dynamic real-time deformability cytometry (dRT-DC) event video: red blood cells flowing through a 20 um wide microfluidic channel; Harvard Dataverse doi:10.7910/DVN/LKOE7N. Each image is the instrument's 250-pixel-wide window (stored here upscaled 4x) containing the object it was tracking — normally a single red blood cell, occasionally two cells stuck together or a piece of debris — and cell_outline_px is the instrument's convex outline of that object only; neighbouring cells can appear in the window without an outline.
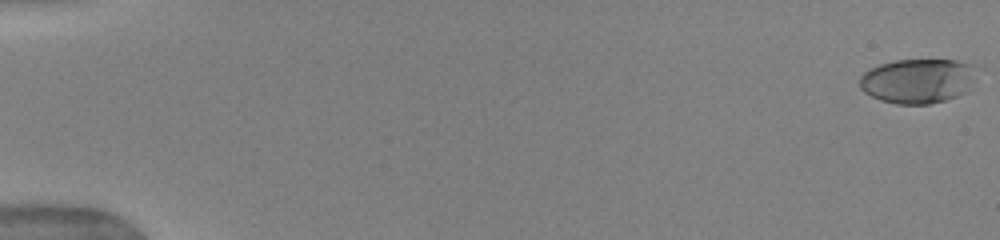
{"species": "human", "species_latin": "Homo sapiens", "temperature_condition": "warm", "stored_images_in_passage": 44, "camera_frame_rate_fps": 3000, "um_per_image_px": 0.085, "donor": {"sex": "female"}, "frame": {"image": 1, "passage_image": 1, "time_ms": 0.0, "image_size_px": [1000, 240], "cell_outline_px": [[968, 76], [964, 92], [956, 96], [944, 100], [928, 104], [896, 104], [880, 100], [864, 92], [860, 88], [860, 76], [864, 72], [880, 64], [896, 60], [956, 60], [968, 64]], "centroid_in_image_um": [77.82, 6.89], "position_along_channel_um": 7.2, "area_um2": 29.13}}